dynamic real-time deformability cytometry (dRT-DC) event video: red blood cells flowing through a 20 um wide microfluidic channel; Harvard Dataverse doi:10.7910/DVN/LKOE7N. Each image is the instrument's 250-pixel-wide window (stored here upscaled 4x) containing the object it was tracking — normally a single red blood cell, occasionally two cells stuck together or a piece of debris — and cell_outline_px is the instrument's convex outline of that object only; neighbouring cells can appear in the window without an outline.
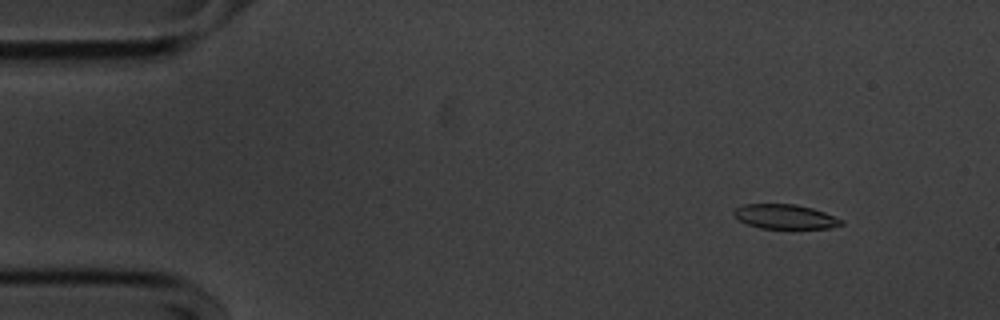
{"species": "common noctule bat (a hibernating species)", "species_latin": "Nyctalus noctula", "temperature_condition": "cold", "stored_images_in_passage": 55, "camera_frame_rate_fps": 3000, "um_per_image_px": 0.085, "animal": {"sex": "male", "body_mass_g": 20.1, "forearm_length_mm": 53.5}, "frame": {"image": 1, "passage_image": 6, "time_ms": 1.667, "image_size_px": [1000, 320], "cell_outline_px": [[844, 224], [828, 228], [760, 228], [748, 224], [740, 220], [732, 212], [736, 208], [744, 204], [796, 204], [812, 208], [824, 212], [844, 220]], "centroid_in_image_um": [66.75, 18.41], "position_along_channel_um": 18.2, "area_um2": 15.2}}
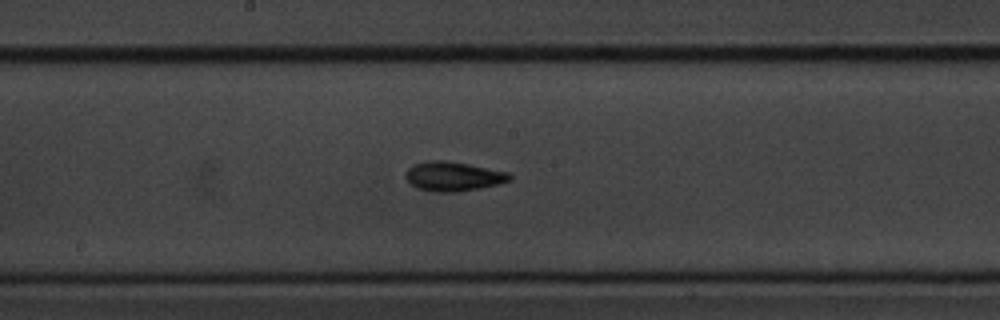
{"frame": {"image": 2, "passage_image": 29, "time_ms": 9.333, "image_size_px": [1000, 320], "cell_outline_px": [[512, 180], [500, 184], [480, 188], [456, 192], [436, 192], [416, 188], [408, 184], [404, 176], [408, 168], [412, 164], [428, 160], [444, 160], [468, 164], [508, 172], [512, 176]], "centroid_in_image_um": [38.49, 14.99], "position_along_channel_um": 209.7, "area_um2": 18.09}}
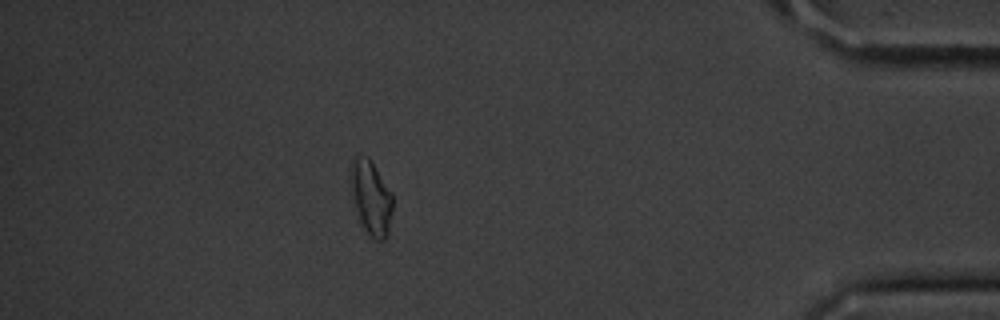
{"frame": {"image": 3, "passage_image": 49, "time_ms": 16.0, "image_size_px": [1000, 320], "cell_outline_px": [[392, 212], [388, 232], [384, 240], [376, 240], [364, 228], [360, 220], [356, 208], [348, 180], [348, 168], [352, 160], [356, 156], [368, 156], [392, 192]], "centroid_in_image_um": [31.51, 16.73], "position_along_channel_um": 403.7, "area_um2": 18.26}, "authors_computed_cell_mechanics": {"area_um2": 16.8198, "velocity_mm_per_s": 3.5991, "shape_relaxation_time_tau1_ms": 3.7794, "shape_relaxation_time_tau2_ms": 4.8644, "deformation_change_tau1": 0.1273, "deformation_change_tau2": 0.1127}}